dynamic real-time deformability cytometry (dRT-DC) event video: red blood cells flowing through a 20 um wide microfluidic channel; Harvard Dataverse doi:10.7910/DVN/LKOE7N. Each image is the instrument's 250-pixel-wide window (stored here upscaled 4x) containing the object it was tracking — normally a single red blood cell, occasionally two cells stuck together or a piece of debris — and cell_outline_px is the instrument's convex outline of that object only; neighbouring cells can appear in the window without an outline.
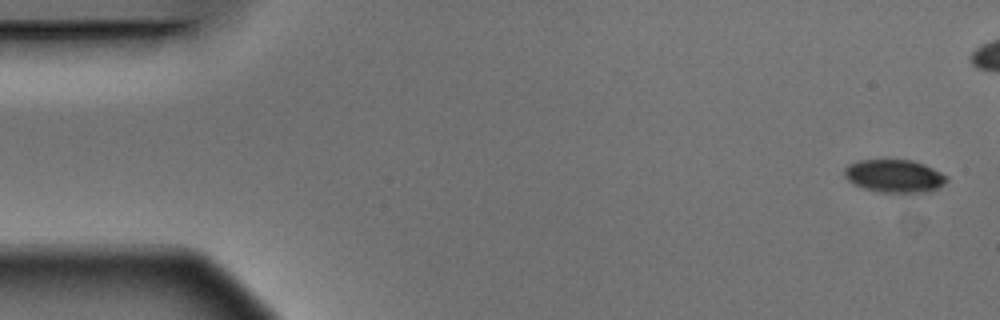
{"species": "Egyptian fruit bat (a non-hibernating species)", "species_latin": "Rousettus aegyptiacus", "temperature_condition": "warm", "stored_images_in_passage": 6, "camera_frame_rate_fps": 3000, "um_per_image_px": 0.085, "animal": {"sex": "male"}, "frame": {"image": 1, "passage_image": 1, "time_ms": 0.0, "image_size_px": [1000, 320], "cell_outline_px": [[948, 180], [940, 188], [932, 192], [880, 192], [864, 188], [848, 180], [844, 176], [844, 168], [848, 164], [856, 160], [912, 160], [924, 164], [948, 176]], "centroid_in_image_um": [76.05, 14.96], "position_along_channel_um": 9.0, "area_um2": 19.71}}